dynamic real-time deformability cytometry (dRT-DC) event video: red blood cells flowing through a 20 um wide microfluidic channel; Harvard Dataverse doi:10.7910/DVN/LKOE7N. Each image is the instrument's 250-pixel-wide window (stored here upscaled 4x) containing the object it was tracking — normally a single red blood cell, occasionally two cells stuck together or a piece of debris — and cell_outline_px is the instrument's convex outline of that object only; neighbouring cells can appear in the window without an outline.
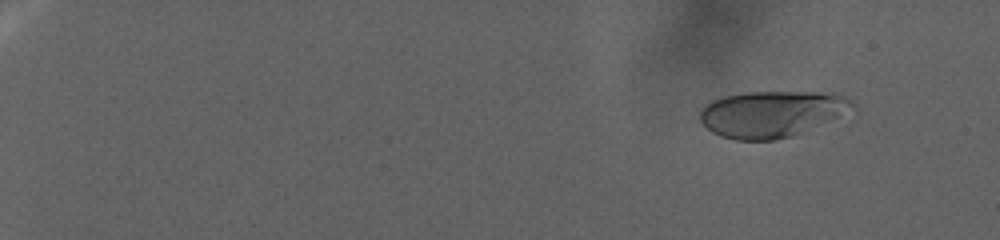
{"species": "human", "species_latin": "Homo sapiens", "temperature_condition": "warm", "stored_images_in_passage": 20, "camera_frame_rate_fps": 3000, "um_per_image_px": 0.085, "donor": {"sex": "female"}, "frame": {"image": 1, "passage_image": 1, "time_ms": 0.0, "image_size_px": [1000, 240], "cell_outline_px": [[856, 108], [796, 136], [776, 140], [736, 140], [720, 136], [712, 132], [700, 120], [700, 108], [704, 104], [712, 100], [724, 96], [748, 92], [832, 92], [844, 96], [852, 100], [856, 104]], "centroid_in_image_um": [65.61, 9.68], "position_along_channel_um": 19.4, "area_um2": 41.56}}